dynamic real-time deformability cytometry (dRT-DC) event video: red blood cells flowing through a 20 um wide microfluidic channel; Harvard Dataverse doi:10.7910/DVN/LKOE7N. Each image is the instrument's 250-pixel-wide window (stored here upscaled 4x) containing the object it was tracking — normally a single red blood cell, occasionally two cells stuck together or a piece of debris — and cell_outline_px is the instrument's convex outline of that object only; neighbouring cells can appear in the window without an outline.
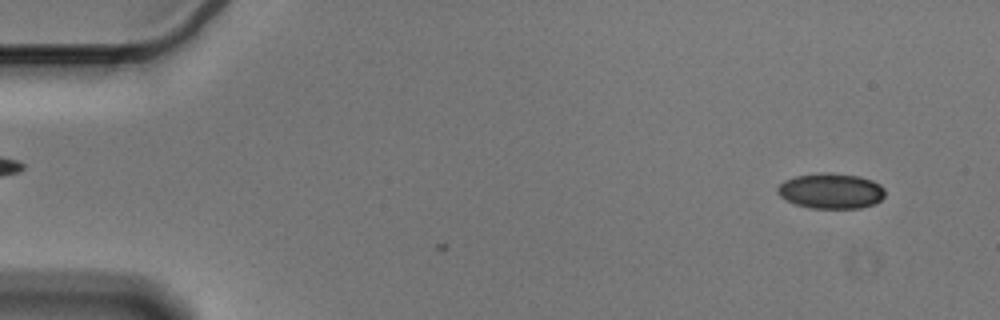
{"species": "Egyptian fruit bat (a non-hibernating species)", "species_latin": "Rousettus aegyptiacus", "temperature_condition": "cold", "stored_images_in_passage": 4, "camera_frame_rate_fps": 3000, "um_per_image_px": 0.085, "animal": {"sex": "male"}, "frame": {"image": 1, "passage_image": 4, "time_ms": 1.0, "image_size_px": [1000, 320], "cell_outline_px": [[884, 196], [876, 204], [860, 208], [812, 208], [796, 204], [780, 196], [776, 192], [776, 188], [784, 180], [796, 176], [820, 172], [828, 172], [860, 176], [872, 180], [880, 184], [884, 188]], "centroid_in_image_um": [70.64, 16.22], "position_along_channel_um": 14.4, "area_um2": 22.31}}